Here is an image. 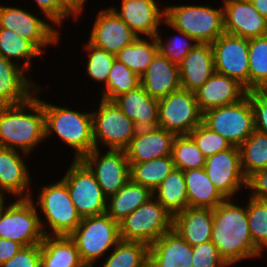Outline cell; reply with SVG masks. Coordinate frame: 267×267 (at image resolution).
I'll return each instance as SVG.
<instances>
[{"instance_id":"836d02e7","label":"cell","mask_w":267,"mask_h":267,"mask_svg":"<svg viewBox=\"0 0 267 267\" xmlns=\"http://www.w3.org/2000/svg\"><path fill=\"white\" fill-rule=\"evenodd\" d=\"M159 52L156 37H140L116 54V58L141 77Z\"/></svg>"},{"instance_id":"d4e9b609","label":"cell","mask_w":267,"mask_h":267,"mask_svg":"<svg viewBox=\"0 0 267 267\" xmlns=\"http://www.w3.org/2000/svg\"><path fill=\"white\" fill-rule=\"evenodd\" d=\"M140 85L150 97L156 99L181 89L178 64L158 52L140 77Z\"/></svg>"},{"instance_id":"30bf717a","label":"cell","mask_w":267,"mask_h":267,"mask_svg":"<svg viewBox=\"0 0 267 267\" xmlns=\"http://www.w3.org/2000/svg\"><path fill=\"white\" fill-rule=\"evenodd\" d=\"M71 161L68 171L61 179L68 187L78 214L84 218L106 213L107 197L103 194L93 172L81 159Z\"/></svg>"},{"instance_id":"ffe728a7","label":"cell","mask_w":267,"mask_h":267,"mask_svg":"<svg viewBox=\"0 0 267 267\" xmlns=\"http://www.w3.org/2000/svg\"><path fill=\"white\" fill-rule=\"evenodd\" d=\"M24 155L28 156L17 150L0 147V190L15 199H29L33 193L30 186L33 181Z\"/></svg>"},{"instance_id":"d590c367","label":"cell","mask_w":267,"mask_h":267,"mask_svg":"<svg viewBox=\"0 0 267 267\" xmlns=\"http://www.w3.org/2000/svg\"><path fill=\"white\" fill-rule=\"evenodd\" d=\"M148 253L145 243L121 240L99 267H148Z\"/></svg>"},{"instance_id":"9c48e42d","label":"cell","mask_w":267,"mask_h":267,"mask_svg":"<svg viewBox=\"0 0 267 267\" xmlns=\"http://www.w3.org/2000/svg\"><path fill=\"white\" fill-rule=\"evenodd\" d=\"M202 122L215 133L240 146L254 131V112L248 94L240 101L203 113Z\"/></svg>"},{"instance_id":"7402d4cb","label":"cell","mask_w":267,"mask_h":267,"mask_svg":"<svg viewBox=\"0 0 267 267\" xmlns=\"http://www.w3.org/2000/svg\"><path fill=\"white\" fill-rule=\"evenodd\" d=\"M247 93L246 88L237 80L217 72L195 91L202 114L214 108L236 103Z\"/></svg>"},{"instance_id":"4316f807","label":"cell","mask_w":267,"mask_h":267,"mask_svg":"<svg viewBox=\"0 0 267 267\" xmlns=\"http://www.w3.org/2000/svg\"><path fill=\"white\" fill-rule=\"evenodd\" d=\"M212 229V208L187 207L173 216V230L192 247L211 241Z\"/></svg>"},{"instance_id":"d6a6232c","label":"cell","mask_w":267,"mask_h":267,"mask_svg":"<svg viewBox=\"0 0 267 267\" xmlns=\"http://www.w3.org/2000/svg\"><path fill=\"white\" fill-rule=\"evenodd\" d=\"M42 55L30 41L17 32L0 28V56L29 72L32 68L31 60ZM22 60L23 63L20 62Z\"/></svg>"},{"instance_id":"e0dca14e","label":"cell","mask_w":267,"mask_h":267,"mask_svg":"<svg viewBox=\"0 0 267 267\" xmlns=\"http://www.w3.org/2000/svg\"><path fill=\"white\" fill-rule=\"evenodd\" d=\"M90 30L87 41L114 55L138 38V35L110 7L98 10Z\"/></svg>"},{"instance_id":"6da1fadb","label":"cell","mask_w":267,"mask_h":267,"mask_svg":"<svg viewBox=\"0 0 267 267\" xmlns=\"http://www.w3.org/2000/svg\"><path fill=\"white\" fill-rule=\"evenodd\" d=\"M245 206L234 202V198H227L213 209L211 241L230 267L243 260L262 257L251 238Z\"/></svg>"},{"instance_id":"8d00e7d4","label":"cell","mask_w":267,"mask_h":267,"mask_svg":"<svg viewBox=\"0 0 267 267\" xmlns=\"http://www.w3.org/2000/svg\"><path fill=\"white\" fill-rule=\"evenodd\" d=\"M241 167L246 178L267 168V134L254 131L240 146Z\"/></svg>"},{"instance_id":"8992f818","label":"cell","mask_w":267,"mask_h":267,"mask_svg":"<svg viewBox=\"0 0 267 267\" xmlns=\"http://www.w3.org/2000/svg\"><path fill=\"white\" fill-rule=\"evenodd\" d=\"M69 237L75 242L86 267L98 264L99 259L121 241L119 223L106 213L82 218Z\"/></svg>"},{"instance_id":"f35d334b","label":"cell","mask_w":267,"mask_h":267,"mask_svg":"<svg viewBox=\"0 0 267 267\" xmlns=\"http://www.w3.org/2000/svg\"><path fill=\"white\" fill-rule=\"evenodd\" d=\"M249 91L267 86V35L249 39Z\"/></svg>"},{"instance_id":"4dcf8cb0","label":"cell","mask_w":267,"mask_h":267,"mask_svg":"<svg viewBox=\"0 0 267 267\" xmlns=\"http://www.w3.org/2000/svg\"><path fill=\"white\" fill-rule=\"evenodd\" d=\"M189 207L214 209L225 198L209 180L204 168L183 171Z\"/></svg>"},{"instance_id":"74e56055","label":"cell","mask_w":267,"mask_h":267,"mask_svg":"<svg viewBox=\"0 0 267 267\" xmlns=\"http://www.w3.org/2000/svg\"><path fill=\"white\" fill-rule=\"evenodd\" d=\"M140 86V77L117 58L110 69L108 82L101 89V99L113 101L119 95Z\"/></svg>"},{"instance_id":"7bdbcfd3","label":"cell","mask_w":267,"mask_h":267,"mask_svg":"<svg viewBox=\"0 0 267 267\" xmlns=\"http://www.w3.org/2000/svg\"><path fill=\"white\" fill-rule=\"evenodd\" d=\"M86 51L85 73L91 78L90 80L96 83H102L103 87L108 82L110 69L113 65L116 55L107 52L106 50L97 48L88 41L84 44ZM88 55V56H87Z\"/></svg>"},{"instance_id":"1f68e13d","label":"cell","mask_w":267,"mask_h":267,"mask_svg":"<svg viewBox=\"0 0 267 267\" xmlns=\"http://www.w3.org/2000/svg\"><path fill=\"white\" fill-rule=\"evenodd\" d=\"M153 196L173 216L189 207L183 171L174 168L153 191Z\"/></svg>"},{"instance_id":"11a10c76","label":"cell","mask_w":267,"mask_h":267,"mask_svg":"<svg viewBox=\"0 0 267 267\" xmlns=\"http://www.w3.org/2000/svg\"><path fill=\"white\" fill-rule=\"evenodd\" d=\"M241 1H244V2H247V3H253L256 0H241Z\"/></svg>"},{"instance_id":"8fae6325","label":"cell","mask_w":267,"mask_h":267,"mask_svg":"<svg viewBox=\"0 0 267 267\" xmlns=\"http://www.w3.org/2000/svg\"><path fill=\"white\" fill-rule=\"evenodd\" d=\"M0 28L17 32L21 37L30 41L42 54L47 46L60 43L59 28L47 17L40 18L27 9L1 5Z\"/></svg>"},{"instance_id":"2e32d148","label":"cell","mask_w":267,"mask_h":267,"mask_svg":"<svg viewBox=\"0 0 267 267\" xmlns=\"http://www.w3.org/2000/svg\"><path fill=\"white\" fill-rule=\"evenodd\" d=\"M211 47L215 72L237 80L249 92V40L224 33Z\"/></svg>"},{"instance_id":"5b68a950","label":"cell","mask_w":267,"mask_h":267,"mask_svg":"<svg viewBox=\"0 0 267 267\" xmlns=\"http://www.w3.org/2000/svg\"><path fill=\"white\" fill-rule=\"evenodd\" d=\"M164 7L165 20L199 44H212L225 33L222 5L219 9L204 4H169Z\"/></svg>"},{"instance_id":"bcb514c9","label":"cell","mask_w":267,"mask_h":267,"mask_svg":"<svg viewBox=\"0 0 267 267\" xmlns=\"http://www.w3.org/2000/svg\"><path fill=\"white\" fill-rule=\"evenodd\" d=\"M42 15L51 20L55 26H63L64 20L73 17L78 21V16L63 2V0H34Z\"/></svg>"},{"instance_id":"b9f144b4","label":"cell","mask_w":267,"mask_h":267,"mask_svg":"<svg viewBox=\"0 0 267 267\" xmlns=\"http://www.w3.org/2000/svg\"><path fill=\"white\" fill-rule=\"evenodd\" d=\"M163 24H166L165 26L171 28V30H175L174 33L176 32L177 35L175 34L164 40L163 35L160 33L161 31H159L155 36L159 52L171 62L179 64L188 52L198 44V42L186 33L174 29L166 20L163 21L162 25Z\"/></svg>"},{"instance_id":"7a4b0ae2","label":"cell","mask_w":267,"mask_h":267,"mask_svg":"<svg viewBox=\"0 0 267 267\" xmlns=\"http://www.w3.org/2000/svg\"><path fill=\"white\" fill-rule=\"evenodd\" d=\"M39 85L26 102L0 106V147L30 155L45 138V115Z\"/></svg>"},{"instance_id":"816d5d0a","label":"cell","mask_w":267,"mask_h":267,"mask_svg":"<svg viewBox=\"0 0 267 267\" xmlns=\"http://www.w3.org/2000/svg\"><path fill=\"white\" fill-rule=\"evenodd\" d=\"M88 0H63V2L80 18L85 10V5Z\"/></svg>"},{"instance_id":"681fc988","label":"cell","mask_w":267,"mask_h":267,"mask_svg":"<svg viewBox=\"0 0 267 267\" xmlns=\"http://www.w3.org/2000/svg\"><path fill=\"white\" fill-rule=\"evenodd\" d=\"M249 196L256 199L267 200V168L254 172L247 178Z\"/></svg>"},{"instance_id":"277c9868","label":"cell","mask_w":267,"mask_h":267,"mask_svg":"<svg viewBox=\"0 0 267 267\" xmlns=\"http://www.w3.org/2000/svg\"><path fill=\"white\" fill-rule=\"evenodd\" d=\"M39 189L37 199L33 200V196L30 199L40 210L39 221L44 236H69L82 218L71 200L66 183L59 179Z\"/></svg>"},{"instance_id":"44dd1931","label":"cell","mask_w":267,"mask_h":267,"mask_svg":"<svg viewBox=\"0 0 267 267\" xmlns=\"http://www.w3.org/2000/svg\"><path fill=\"white\" fill-rule=\"evenodd\" d=\"M175 134L163 128L138 129L125 149L129 163H141L172 155Z\"/></svg>"},{"instance_id":"d6986e66","label":"cell","mask_w":267,"mask_h":267,"mask_svg":"<svg viewBox=\"0 0 267 267\" xmlns=\"http://www.w3.org/2000/svg\"><path fill=\"white\" fill-rule=\"evenodd\" d=\"M226 34L253 39L267 35V21L252 3L241 0H222Z\"/></svg>"},{"instance_id":"3957f363","label":"cell","mask_w":267,"mask_h":267,"mask_svg":"<svg viewBox=\"0 0 267 267\" xmlns=\"http://www.w3.org/2000/svg\"><path fill=\"white\" fill-rule=\"evenodd\" d=\"M45 115V138L55 134L73 150V159H82L95 148L92 113L57 106L41 99Z\"/></svg>"},{"instance_id":"f907efd6","label":"cell","mask_w":267,"mask_h":267,"mask_svg":"<svg viewBox=\"0 0 267 267\" xmlns=\"http://www.w3.org/2000/svg\"><path fill=\"white\" fill-rule=\"evenodd\" d=\"M22 247L18 242L0 238V264L9 261Z\"/></svg>"},{"instance_id":"9a60e30c","label":"cell","mask_w":267,"mask_h":267,"mask_svg":"<svg viewBox=\"0 0 267 267\" xmlns=\"http://www.w3.org/2000/svg\"><path fill=\"white\" fill-rule=\"evenodd\" d=\"M204 170L215 188L225 198L236 199L237 192L247 189V178L241 167L238 146L218 152L206 158Z\"/></svg>"},{"instance_id":"cb8c5ba5","label":"cell","mask_w":267,"mask_h":267,"mask_svg":"<svg viewBox=\"0 0 267 267\" xmlns=\"http://www.w3.org/2000/svg\"><path fill=\"white\" fill-rule=\"evenodd\" d=\"M27 74L22 67L0 56V106L24 103L35 94L39 85Z\"/></svg>"},{"instance_id":"c3c4849f","label":"cell","mask_w":267,"mask_h":267,"mask_svg":"<svg viewBox=\"0 0 267 267\" xmlns=\"http://www.w3.org/2000/svg\"><path fill=\"white\" fill-rule=\"evenodd\" d=\"M253 112L255 130L267 134V93L264 90L249 91Z\"/></svg>"},{"instance_id":"603a6c76","label":"cell","mask_w":267,"mask_h":267,"mask_svg":"<svg viewBox=\"0 0 267 267\" xmlns=\"http://www.w3.org/2000/svg\"><path fill=\"white\" fill-rule=\"evenodd\" d=\"M193 247L175 230L149 246L148 267H192Z\"/></svg>"},{"instance_id":"ba28073f","label":"cell","mask_w":267,"mask_h":267,"mask_svg":"<svg viewBox=\"0 0 267 267\" xmlns=\"http://www.w3.org/2000/svg\"><path fill=\"white\" fill-rule=\"evenodd\" d=\"M97 110L92 113L95 148L103 146L113 150H125L138 130L114 101L100 98Z\"/></svg>"},{"instance_id":"9f6ffc18","label":"cell","mask_w":267,"mask_h":267,"mask_svg":"<svg viewBox=\"0 0 267 267\" xmlns=\"http://www.w3.org/2000/svg\"><path fill=\"white\" fill-rule=\"evenodd\" d=\"M263 90L267 93V86Z\"/></svg>"},{"instance_id":"e575fe53","label":"cell","mask_w":267,"mask_h":267,"mask_svg":"<svg viewBox=\"0 0 267 267\" xmlns=\"http://www.w3.org/2000/svg\"><path fill=\"white\" fill-rule=\"evenodd\" d=\"M129 165L131 180L136 184L149 188L152 192L175 168L171 155L141 163H129Z\"/></svg>"},{"instance_id":"52a82bcc","label":"cell","mask_w":267,"mask_h":267,"mask_svg":"<svg viewBox=\"0 0 267 267\" xmlns=\"http://www.w3.org/2000/svg\"><path fill=\"white\" fill-rule=\"evenodd\" d=\"M122 241L152 245L173 229V215L153 196L119 223Z\"/></svg>"},{"instance_id":"5bb4252c","label":"cell","mask_w":267,"mask_h":267,"mask_svg":"<svg viewBox=\"0 0 267 267\" xmlns=\"http://www.w3.org/2000/svg\"><path fill=\"white\" fill-rule=\"evenodd\" d=\"M104 151L94 148L81 160L93 172L103 194L108 198L131 179L130 165L125 150Z\"/></svg>"},{"instance_id":"f1b7e54d","label":"cell","mask_w":267,"mask_h":267,"mask_svg":"<svg viewBox=\"0 0 267 267\" xmlns=\"http://www.w3.org/2000/svg\"><path fill=\"white\" fill-rule=\"evenodd\" d=\"M40 267H86L69 236H44Z\"/></svg>"},{"instance_id":"f546056e","label":"cell","mask_w":267,"mask_h":267,"mask_svg":"<svg viewBox=\"0 0 267 267\" xmlns=\"http://www.w3.org/2000/svg\"><path fill=\"white\" fill-rule=\"evenodd\" d=\"M153 192L131 179L116 193L107 198L106 214L120 223L140 205L146 203Z\"/></svg>"},{"instance_id":"f6af8a7d","label":"cell","mask_w":267,"mask_h":267,"mask_svg":"<svg viewBox=\"0 0 267 267\" xmlns=\"http://www.w3.org/2000/svg\"><path fill=\"white\" fill-rule=\"evenodd\" d=\"M192 259V267H230L212 241L194 246Z\"/></svg>"},{"instance_id":"db71d44e","label":"cell","mask_w":267,"mask_h":267,"mask_svg":"<svg viewBox=\"0 0 267 267\" xmlns=\"http://www.w3.org/2000/svg\"><path fill=\"white\" fill-rule=\"evenodd\" d=\"M6 195H7V193H5L2 190H0V213L9 204L6 200H8L10 197L7 198Z\"/></svg>"},{"instance_id":"ee69618b","label":"cell","mask_w":267,"mask_h":267,"mask_svg":"<svg viewBox=\"0 0 267 267\" xmlns=\"http://www.w3.org/2000/svg\"><path fill=\"white\" fill-rule=\"evenodd\" d=\"M189 135L193 138L206 158L232 147L228 140L212 131L203 122L195 127Z\"/></svg>"},{"instance_id":"7c38bea8","label":"cell","mask_w":267,"mask_h":267,"mask_svg":"<svg viewBox=\"0 0 267 267\" xmlns=\"http://www.w3.org/2000/svg\"><path fill=\"white\" fill-rule=\"evenodd\" d=\"M14 200L0 213V238L18 242L23 247L41 244L44 234L35 204L30 198Z\"/></svg>"},{"instance_id":"4fadbf2b","label":"cell","mask_w":267,"mask_h":267,"mask_svg":"<svg viewBox=\"0 0 267 267\" xmlns=\"http://www.w3.org/2000/svg\"><path fill=\"white\" fill-rule=\"evenodd\" d=\"M195 92L179 89L158 99V125L175 135H189L202 122Z\"/></svg>"},{"instance_id":"ab89813d","label":"cell","mask_w":267,"mask_h":267,"mask_svg":"<svg viewBox=\"0 0 267 267\" xmlns=\"http://www.w3.org/2000/svg\"><path fill=\"white\" fill-rule=\"evenodd\" d=\"M171 156L175 168L182 171L205 167L206 157L190 135H176Z\"/></svg>"},{"instance_id":"f5cc1de1","label":"cell","mask_w":267,"mask_h":267,"mask_svg":"<svg viewBox=\"0 0 267 267\" xmlns=\"http://www.w3.org/2000/svg\"><path fill=\"white\" fill-rule=\"evenodd\" d=\"M252 5L267 21V0H256Z\"/></svg>"},{"instance_id":"60d3db41","label":"cell","mask_w":267,"mask_h":267,"mask_svg":"<svg viewBox=\"0 0 267 267\" xmlns=\"http://www.w3.org/2000/svg\"><path fill=\"white\" fill-rule=\"evenodd\" d=\"M247 199L248 225L255 248L263 255L267 252V200Z\"/></svg>"},{"instance_id":"7dc6e473","label":"cell","mask_w":267,"mask_h":267,"mask_svg":"<svg viewBox=\"0 0 267 267\" xmlns=\"http://www.w3.org/2000/svg\"><path fill=\"white\" fill-rule=\"evenodd\" d=\"M40 244L22 247L9 261L0 264V267H40Z\"/></svg>"},{"instance_id":"484cf974","label":"cell","mask_w":267,"mask_h":267,"mask_svg":"<svg viewBox=\"0 0 267 267\" xmlns=\"http://www.w3.org/2000/svg\"><path fill=\"white\" fill-rule=\"evenodd\" d=\"M178 66L181 88L195 92L215 73L211 44L198 43Z\"/></svg>"},{"instance_id":"83f0119b","label":"cell","mask_w":267,"mask_h":267,"mask_svg":"<svg viewBox=\"0 0 267 267\" xmlns=\"http://www.w3.org/2000/svg\"><path fill=\"white\" fill-rule=\"evenodd\" d=\"M113 101L134 122L137 129L157 127L158 99L150 97L141 85L119 95Z\"/></svg>"},{"instance_id":"ac0fdd59","label":"cell","mask_w":267,"mask_h":267,"mask_svg":"<svg viewBox=\"0 0 267 267\" xmlns=\"http://www.w3.org/2000/svg\"><path fill=\"white\" fill-rule=\"evenodd\" d=\"M156 0H121V7L110 8L138 36L155 37L165 20V7ZM160 5V6H159Z\"/></svg>"}]
</instances>
